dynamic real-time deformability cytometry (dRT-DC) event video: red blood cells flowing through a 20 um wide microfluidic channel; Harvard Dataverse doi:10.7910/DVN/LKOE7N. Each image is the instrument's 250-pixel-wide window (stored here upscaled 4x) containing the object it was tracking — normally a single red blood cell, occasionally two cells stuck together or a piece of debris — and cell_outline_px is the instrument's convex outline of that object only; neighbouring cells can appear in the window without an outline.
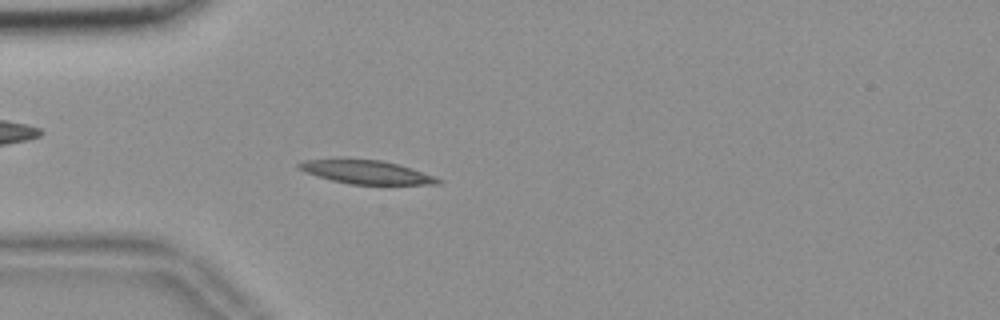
{"species": "common noctule bat (a hibernating species)", "species_latin": "Nyctalus noctula", "temperature_condition": "room temperature", "stored_images_in_passage": 41, "camera_frame_rate_fps": 3000, "um_per_image_px": 0.085, "animal": {"sex": "female", "body_mass_g": 18.4}, "frame": {"image": 1, "passage_image": 16, "time_ms": 5.0, "image_size_px": [1000, 320], "cell_outline_px": [[444, 180], [440, 184], [348, 184], [332, 180], [304, 172], [296, 168], [296, 164], [304, 160], [380, 160], [412, 168]], "centroid_in_image_um": [31.14, 14.64], "position_along_channel_um": 53.9, "area_um2": 18.67}}
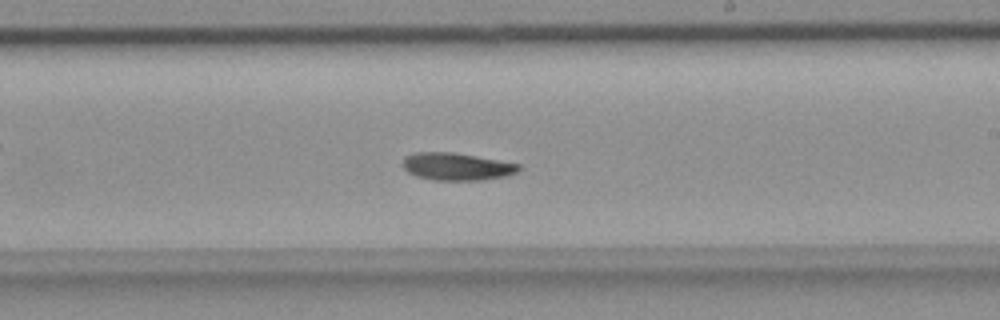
{"frame": {"image": 2, "passage_image": 33, "time_ms": 10.667, "image_size_px": [1000, 320], "cell_outline_px": [[520, 168], [516, 172], [508, 176], [480, 180], [432, 180], [416, 176], [408, 172], [400, 164], [404, 156], [416, 152], [452, 152], [476, 156], [520, 164]], "centroid_in_image_um": [38.77, 14.15], "position_along_channel_um": 250.2, "area_um2": 18.67}}
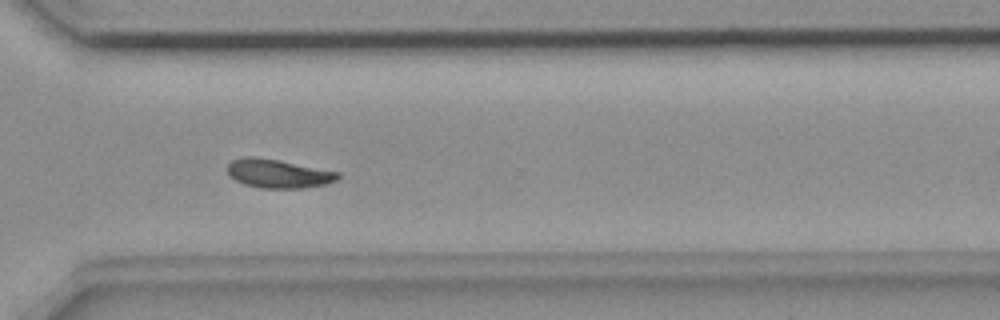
{"frame": {"image": 3, "passage_image": 41, "time_ms": 13.333, "image_size_px": [1000, 320], "cell_outline_px": [[340, 176], [336, 180], [328, 184], [304, 188], [260, 188], [244, 184], [228, 176], [228, 164], [232, 160], [244, 156], [256, 156], [340, 172]], "centroid_in_image_um": [23.64, 14.76], "position_along_channel_um": 347.0, "area_um2": 18.55}}